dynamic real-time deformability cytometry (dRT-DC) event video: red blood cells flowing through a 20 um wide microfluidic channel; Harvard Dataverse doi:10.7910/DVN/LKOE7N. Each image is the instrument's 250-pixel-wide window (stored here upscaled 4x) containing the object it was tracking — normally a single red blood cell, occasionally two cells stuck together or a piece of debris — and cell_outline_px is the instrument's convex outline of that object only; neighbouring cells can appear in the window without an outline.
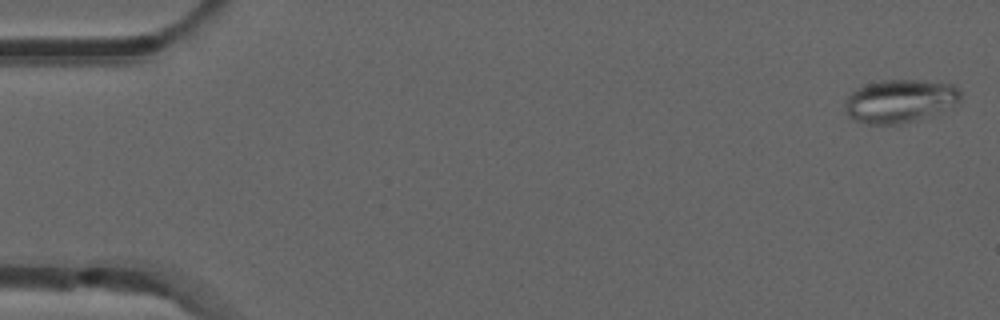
{"species": "common noctule bat (a hibernating species)", "species_latin": "Nyctalus noctula", "temperature_condition": "room temperature", "stored_images_in_passage": 52, "camera_frame_rate_fps": 3000, "um_per_image_px": 0.085, "animal": {"sex": "male", "forearm_length_mm": 52.5}, "frame": {"image": 1, "passage_image": 1, "time_ms": 0.0, "image_size_px": [1000, 320], "cell_outline_px": [[964, 92], [960, 100], [956, 104], [940, 112], [928, 116], [912, 120], [892, 124], [868, 124], [856, 120], [848, 116], [844, 108], [844, 104], [848, 96], [856, 88], [868, 84], [884, 80], [924, 80], [956, 84]], "centroid_in_image_um": [76.54, 8.56], "position_along_channel_um": 8.5, "area_um2": 29.19}}
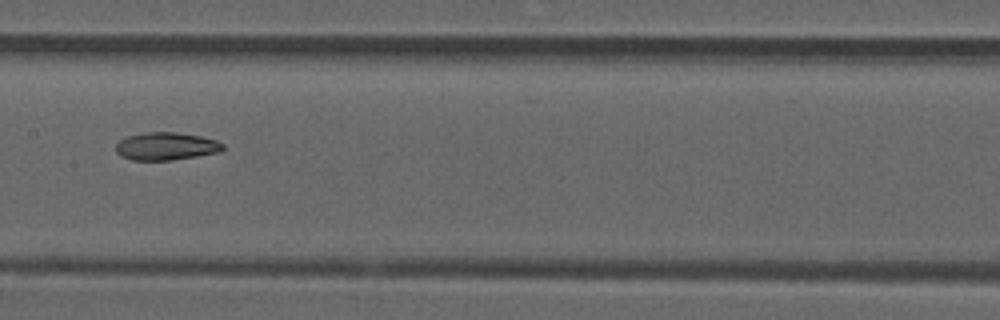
{"frame": {"image": 2, "passage_image": 26, "time_ms": 8.333, "image_size_px": [1000, 320], "cell_outline_px": [[224, 148], [220, 152], [172, 160], [132, 160], [120, 156], [116, 152], [116, 144], [120, 140], [128, 136], [144, 132], [176, 132], [200, 136], [216, 140], [224, 144]], "centroid_in_image_um": [14.11, 12.43], "position_along_channel_um": 193.3, "area_um2": 17.34}}
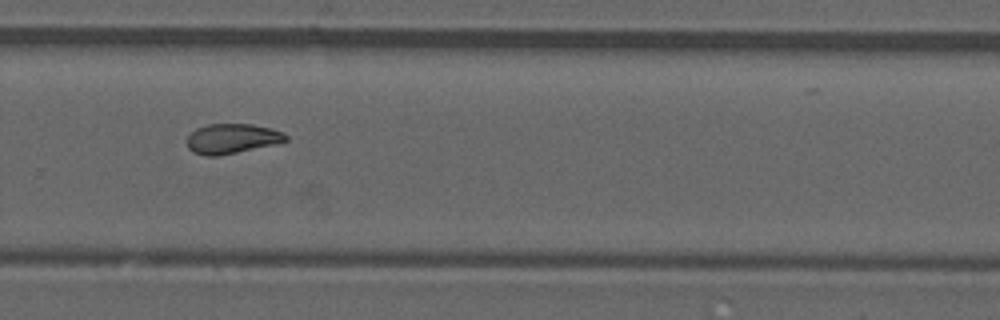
{"frame": {"image": 3, "passage_image": 35, "time_ms": 11.333, "image_size_px": [1000, 320], "cell_outline_px": [[288, 140], [276, 144], [216, 156], [204, 156], [192, 152], [188, 148], [188, 136], [196, 128], [208, 124], [252, 124], [284, 132], [288, 136]], "centroid_in_image_um": [19.72, 11.78], "position_along_channel_um": 310.1, "area_um2": 17.11}, "authors_computed_cell_mechanics": {"area_um2": 17.8891, "velocity_mm_per_s": 3.9112, "shape_relaxation_time_tau1_ms": null, "shape_relaxation_time_tau2_ms": 7.0181, "deformation_change_tau1": null, "deformation_change_tau2": 0.1277}}